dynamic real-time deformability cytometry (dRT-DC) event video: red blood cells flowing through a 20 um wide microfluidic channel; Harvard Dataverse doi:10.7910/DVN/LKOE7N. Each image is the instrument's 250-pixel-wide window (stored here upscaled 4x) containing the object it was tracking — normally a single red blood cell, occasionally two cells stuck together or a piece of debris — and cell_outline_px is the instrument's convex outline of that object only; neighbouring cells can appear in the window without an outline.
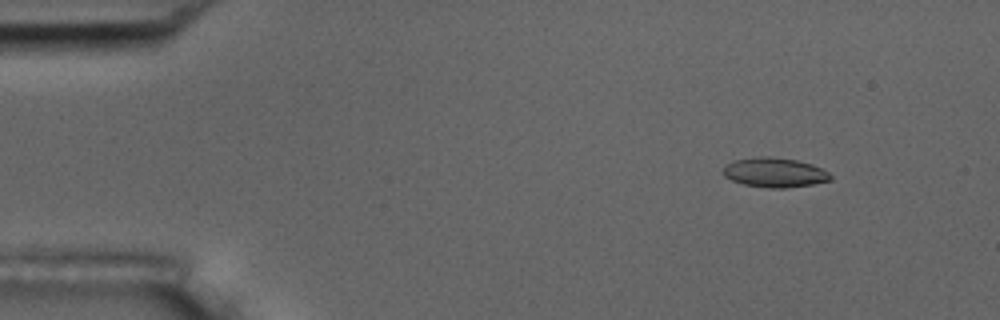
{"species": "common noctule bat (a hibernating species)", "species_latin": "Nyctalus noctula", "temperature_condition": "room temperature", "stored_images_in_passage": 56, "camera_frame_rate_fps": 3000, "um_per_image_px": 0.085, "animal": {"sex": "male", "body_mass_g": 17.5, "forearm_length_mm": 52.3}, "frame": {"image": 1, "passage_image": 7, "time_ms": 2.0, "image_size_px": [1000, 320], "cell_outline_px": [[832, 180], [812, 184], [784, 188], [768, 188], [744, 184], [732, 180], [724, 176], [720, 172], [724, 164], [732, 160], [760, 156], [768, 156], [796, 160], [812, 164], [828, 172], [832, 176]], "centroid_in_image_um": [65.78, 14.65], "position_along_channel_um": 19.2, "area_um2": 18.67}}
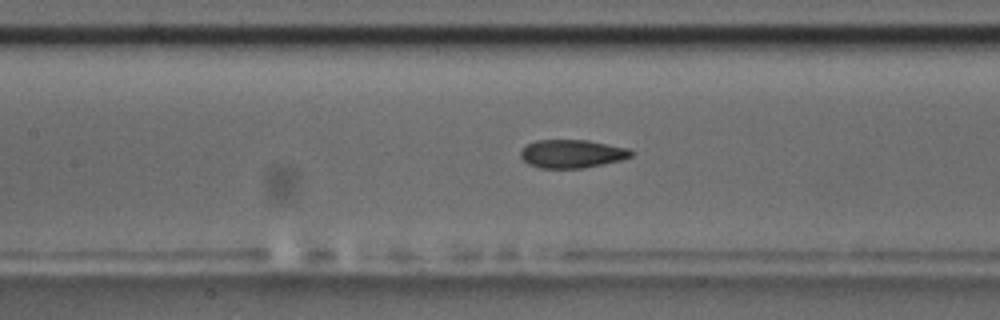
{"frame": {"image": 2, "passage_image": 26, "time_ms": 8.333, "image_size_px": [1000, 320], "cell_outline_px": [[632, 156], [620, 160], [604, 164], [584, 168], [540, 168], [528, 164], [520, 156], [520, 148], [536, 140], [588, 140], [628, 148], [632, 152]], "centroid_in_image_um": [48.59, 13.07], "position_along_channel_um": 158.8, "area_um2": 18.26}}
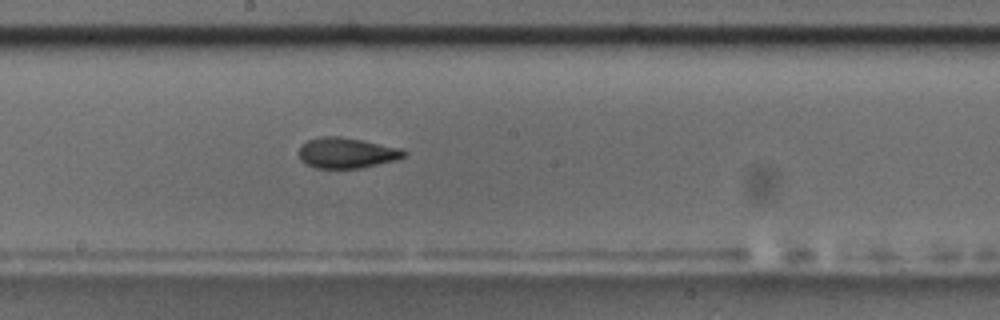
{"frame": {"image": 3, "passage_image": 31, "time_ms": 10.0, "image_size_px": [1000, 320], "cell_outline_px": [[408, 152], [404, 156], [396, 160], [360, 168], [316, 168], [300, 160], [300, 148], [308, 140], [320, 136], [340, 136], [400, 148]], "centroid_in_image_um": [29.47, 13.0], "position_along_channel_um": 218.7, "area_um2": 18.44}, "authors_computed_cell_mechanics": {"area_um2": 18.6116, "velocity_mm_per_s": 3.6283, "shape_relaxation_time_tau1_ms": null, "shape_relaxation_time_tau2_ms": 1.9968, "deformation_change_tau1": null, "deformation_change_tau2": 0.0855}}